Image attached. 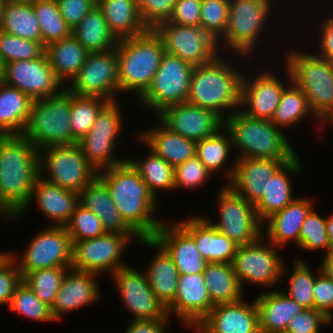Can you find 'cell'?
Returning a JSON list of instances; mask_svg holds the SVG:
<instances>
[{"label": "cell", "mask_w": 333, "mask_h": 333, "mask_svg": "<svg viewBox=\"0 0 333 333\" xmlns=\"http://www.w3.org/2000/svg\"><path fill=\"white\" fill-rule=\"evenodd\" d=\"M176 0H138L139 13L148 29L168 21L172 15Z\"/></svg>", "instance_id": "obj_54"}, {"label": "cell", "mask_w": 333, "mask_h": 333, "mask_svg": "<svg viewBox=\"0 0 333 333\" xmlns=\"http://www.w3.org/2000/svg\"><path fill=\"white\" fill-rule=\"evenodd\" d=\"M218 191V222H213L207 215L205 218L238 246L256 242L262 236V222L257 217L255 206L228 185H223Z\"/></svg>", "instance_id": "obj_15"}, {"label": "cell", "mask_w": 333, "mask_h": 333, "mask_svg": "<svg viewBox=\"0 0 333 333\" xmlns=\"http://www.w3.org/2000/svg\"><path fill=\"white\" fill-rule=\"evenodd\" d=\"M153 30L162 39L165 52L192 66L208 63L220 54L217 42L200 26H182L164 21Z\"/></svg>", "instance_id": "obj_18"}, {"label": "cell", "mask_w": 333, "mask_h": 333, "mask_svg": "<svg viewBox=\"0 0 333 333\" xmlns=\"http://www.w3.org/2000/svg\"><path fill=\"white\" fill-rule=\"evenodd\" d=\"M319 119L312 112L304 92L292 81L282 92L280 102L271 122L286 132L289 127L306 118Z\"/></svg>", "instance_id": "obj_43"}, {"label": "cell", "mask_w": 333, "mask_h": 333, "mask_svg": "<svg viewBox=\"0 0 333 333\" xmlns=\"http://www.w3.org/2000/svg\"><path fill=\"white\" fill-rule=\"evenodd\" d=\"M230 132L235 158L290 160L297 153L284 131L270 120H262L235 111L224 120ZM237 155V156H236Z\"/></svg>", "instance_id": "obj_4"}, {"label": "cell", "mask_w": 333, "mask_h": 333, "mask_svg": "<svg viewBox=\"0 0 333 333\" xmlns=\"http://www.w3.org/2000/svg\"><path fill=\"white\" fill-rule=\"evenodd\" d=\"M125 223L141 238H153L164 219L158 218L159 200L150 192L139 172L125 160L99 171Z\"/></svg>", "instance_id": "obj_1"}, {"label": "cell", "mask_w": 333, "mask_h": 333, "mask_svg": "<svg viewBox=\"0 0 333 333\" xmlns=\"http://www.w3.org/2000/svg\"><path fill=\"white\" fill-rule=\"evenodd\" d=\"M157 119L172 132L196 142L213 136L224 127V119L216 112L187 102L166 107Z\"/></svg>", "instance_id": "obj_21"}, {"label": "cell", "mask_w": 333, "mask_h": 333, "mask_svg": "<svg viewBox=\"0 0 333 333\" xmlns=\"http://www.w3.org/2000/svg\"><path fill=\"white\" fill-rule=\"evenodd\" d=\"M67 25L74 29L95 6L97 0H56Z\"/></svg>", "instance_id": "obj_59"}, {"label": "cell", "mask_w": 333, "mask_h": 333, "mask_svg": "<svg viewBox=\"0 0 333 333\" xmlns=\"http://www.w3.org/2000/svg\"><path fill=\"white\" fill-rule=\"evenodd\" d=\"M109 102L100 97L80 96L72 93L71 130L72 144L84 137L96 121L99 112Z\"/></svg>", "instance_id": "obj_46"}, {"label": "cell", "mask_w": 333, "mask_h": 333, "mask_svg": "<svg viewBox=\"0 0 333 333\" xmlns=\"http://www.w3.org/2000/svg\"><path fill=\"white\" fill-rule=\"evenodd\" d=\"M131 320L170 318L165 305L152 291L144 271L126 266L110 275Z\"/></svg>", "instance_id": "obj_19"}, {"label": "cell", "mask_w": 333, "mask_h": 333, "mask_svg": "<svg viewBox=\"0 0 333 333\" xmlns=\"http://www.w3.org/2000/svg\"><path fill=\"white\" fill-rule=\"evenodd\" d=\"M211 303H234L244 298V291L232 263H208L203 272Z\"/></svg>", "instance_id": "obj_39"}, {"label": "cell", "mask_w": 333, "mask_h": 333, "mask_svg": "<svg viewBox=\"0 0 333 333\" xmlns=\"http://www.w3.org/2000/svg\"><path fill=\"white\" fill-rule=\"evenodd\" d=\"M21 255L9 251L22 278L29 272L56 267H71L73 242L65 226L46 224L30 237Z\"/></svg>", "instance_id": "obj_10"}, {"label": "cell", "mask_w": 333, "mask_h": 333, "mask_svg": "<svg viewBox=\"0 0 333 333\" xmlns=\"http://www.w3.org/2000/svg\"><path fill=\"white\" fill-rule=\"evenodd\" d=\"M155 127L136 133L135 139L143 142L156 155L172 167L196 156L197 142L172 132L159 119Z\"/></svg>", "instance_id": "obj_31"}, {"label": "cell", "mask_w": 333, "mask_h": 333, "mask_svg": "<svg viewBox=\"0 0 333 333\" xmlns=\"http://www.w3.org/2000/svg\"><path fill=\"white\" fill-rule=\"evenodd\" d=\"M72 35L89 53L114 49L119 41L110 31L102 11L97 6L72 29Z\"/></svg>", "instance_id": "obj_40"}, {"label": "cell", "mask_w": 333, "mask_h": 333, "mask_svg": "<svg viewBox=\"0 0 333 333\" xmlns=\"http://www.w3.org/2000/svg\"><path fill=\"white\" fill-rule=\"evenodd\" d=\"M326 216V231L331 247L333 246V213Z\"/></svg>", "instance_id": "obj_64"}, {"label": "cell", "mask_w": 333, "mask_h": 333, "mask_svg": "<svg viewBox=\"0 0 333 333\" xmlns=\"http://www.w3.org/2000/svg\"><path fill=\"white\" fill-rule=\"evenodd\" d=\"M1 81L19 89L33 100L56 95L65 88L50 66L46 53L33 60L4 64Z\"/></svg>", "instance_id": "obj_20"}, {"label": "cell", "mask_w": 333, "mask_h": 333, "mask_svg": "<svg viewBox=\"0 0 333 333\" xmlns=\"http://www.w3.org/2000/svg\"><path fill=\"white\" fill-rule=\"evenodd\" d=\"M32 6L40 26L41 42L45 46L72 34L56 0H36Z\"/></svg>", "instance_id": "obj_45"}, {"label": "cell", "mask_w": 333, "mask_h": 333, "mask_svg": "<svg viewBox=\"0 0 333 333\" xmlns=\"http://www.w3.org/2000/svg\"><path fill=\"white\" fill-rule=\"evenodd\" d=\"M274 2L275 0H230L227 28L217 42L220 53L227 51V54L245 56L251 64L253 56L256 57L253 54L258 52L256 47L261 48V40L270 27V16L273 18L275 13Z\"/></svg>", "instance_id": "obj_6"}, {"label": "cell", "mask_w": 333, "mask_h": 333, "mask_svg": "<svg viewBox=\"0 0 333 333\" xmlns=\"http://www.w3.org/2000/svg\"><path fill=\"white\" fill-rule=\"evenodd\" d=\"M45 53L57 78L65 87L78 74L89 54L72 34L49 43Z\"/></svg>", "instance_id": "obj_38"}, {"label": "cell", "mask_w": 333, "mask_h": 333, "mask_svg": "<svg viewBox=\"0 0 333 333\" xmlns=\"http://www.w3.org/2000/svg\"><path fill=\"white\" fill-rule=\"evenodd\" d=\"M213 175L209 172L203 162L194 156L182 164L174 167V192L176 190H193L201 189L208 179Z\"/></svg>", "instance_id": "obj_53"}, {"label": "cell", "mask_w": 333, "mask_h": 333, "mask_svg": "<svg viewBox=\"0 0 333 333\" xmlns=\"http://www.w3.org/2000/svg\"><path fill=\"white\" fill-rule=\"evenodd\" d=\"M314 207L310 198L296 197L262 222V236L277 247L283 248L293 242L298 248L302 223Z\"/></svg>", "instance_id": "obj_27"}, {"label": "cell", "mask_w": 333, "mask_h": 333, "mask_svg": "<svg viewBox=\"0 0 333 333\" xmlns=\"http://www.w3.org/2000/svg\"><path fill=\"white\" fill-rule=\"evenodd\" d=\"M3 70H4V63H3V61H2V59L0 57V80H1V78L3 76Z\"/></svg>", "instance_id": "obj_67"}, {"label": "cell", "mask_w": 333, "mask_h": 333, "mask_svg": "<svg viewBox=\"0 0 333 333\" xmlns=\"http://www.w3.org/2000/svg\"><path fill=\"white\" fill-rule=\"evenodd\" d=\"M333 324L323 313L314 308L303 309L295 315L287 326L288 333H321L322 326Z\"/></svg>", "instance_id": "obj_55"}, {"label": "cell", "mask_w": 333, "mask_h": 333, "mask_svg": "<svg viewBox=\"0 0 333 333\" xmlns=\"http://www.w3.org/2000/svg\"><path fill=\"white\" fill-rule=\"evenodd\" d=\"M320 269L328 278L333 280V254L329 252L324 254L320 261Z\"/></svg>", "instance_id": "obj_62"}, {"label": "cell", "mask_w": 333, "mask_h": 333, "mask_svg": "<svg viewBox=\"0 0 333 333\" xmlns=\"http://www.w3.org/2000/svg\"><path fill=\"white\" fill-rule=\"evenodd\" d=\"M79 204L98 216L105 233L136 234L121 217L106 184L98 176L79 193Z\"/></svg>", "instance_id": "obj_33"}, {"label": "cell", "mask_w": 333, "mask_h": 333, "mask_svg": "<svg viewBox=\"0 0 333 333\" xmlns=\"http://www.w3.org/2000/svg\"><path fill=\"white\" fill-rule=\"evenodd\" d=\"M275 333H288V332H286V331H282V332H275Z\"/></svg>", "instance_id": "obj_69"}, {"label": "cell", "mask_w": 333, "mask_h": 333, "mask_svg": "<svg viewBox=\"0 0 333 333\" xmlns=\"http://www.w3.org/2000/svg\"><path fill=\"white\" fill-rule=\"evenodd\" d=\"M330 11H327L321 20H316L319 24L317 26V32L319 33L317 38H319L317 40V48L315 49L314 47L313 51L318 56L333 62V10Z\"/></svg>", "instance_id": "obj_60"}, {"label": "cell", "mask_w": 333, "mask_h": 333, "mask_svg": "<svg viewBox=\"0 0 333 333\" xmlns=\"http://www.w3.org/2000/svg\"><path fill=\"white\" fill-rule=\"evenodd\" d=\"M139 245L155 249L150 263L143 270L156 297L167 307L177 293L179 271L167 252L152 238L140 239Z\"/></svg>", "instance_id": "obj_32"}, {"label": "cell", "mask_w": 333, "mask_h": 333, "mask_svg": "<svg viewBox=\"0 0 333 333\" xmlns=\"http://www.w3.org/2000/svg\"><path fill=\"white\" fill-rule=\"evenodd\" d=\"M120 106L119 101L109 102L99 112L89 132L77 142L97 173L127 160L113 155L124 126Z\"/></svg>", "instance_id": "obj_14"}, {"label": "cell", "mask_w": 333, "mask_h": 333, "mask_svg": "<svg viewBox=\"0 0 333 333\" xmlns=\"http://www.w3.org/2000/svg\"><path fill=\"white\" fill-rule=\"evenodd\" d=\"M298 153L285 162L268 180L262 198L254 205L258 219L263 222L273 213L282 210L296 197L293 193L292 177L299 176L303 164Z\"/></svg>", "instance_id": "obj_30"}, {"label": "cell", "mask_w": 333, "mask_h": 333, "mask_svg": "<svg viewBox=\"0 0 333 333\" xmlns=\"http://www.w3.org/2000/svg\"><path fill=\"white\" fill-rule=\"evenodd\" d=\"M164 53L162 39L153 29L120 39L116 45L119 97L129 92L138 99L151 84Z\"/></svg>", "instance_id": "obj_5"}, {"label": "cell", "mask_w": 333, "mask_h": 333, "mask_svg": "<svg viewBox=\"0 0 333 333\" xmlns=\"http://www.w3.org/2000/svg\"><path fill=\"white\" fill-rule=\"evenodd\" d=\"M177 222L194 238L200 255L208 263L233 262L238 245L219 232L204 215H189Z\"/></svg>", "instance_id": "obj_29"}, {"label": "cell", "mask_w": 333, "mask_h": 333, "mask_svg": "<svg viewBox=\"0 0 333 333\" xmlns=\"http://www.w3.org/2000/svg\"><path fill=\"white\" fill-rule=\"evenodd\" d=\"M193 330L196 333H260L255 299L215 305Z\"/></svg>", "instance_id": "obj_23"}, {"label": "cell", "mask_w": 333, "mask_h": 333, "mask_svg": "<svg viewBox=\"0 0 333 333\" xmlns=\"http://www.w3.org/2000/svg\"><path fill=\"white\" fill-rule=\"evenodd\" d=\"M33 202V203H32ZM39 207L42 215H46L52 224L49 226H65L69 221L75 207L79 204V194L62 189L56 184L50 183L38 176L32 188L31 197L26 206L17 214L4 220L15 221L28 212L33 204Z\"/></svg>", "instance_id": "obj_24"}, {"label": "cell", "mask_w": 333, "mask_h": 333, "mask_svg": "<svg viewBox=\"0 0 333 333\" xmlns=\"http://www.w3.org/2000/svg\"><path fill=\"white\" fill-rule=\"evenodd\" d=\"M328 123V124H327ZM333 124V105L330 107V109L319 119V123L316 127H318V130H323L325 128V125L331 126ZM324 126V127H323ZM323 127V128H322Z\"/></svg>", "instance_id": "obj_63"}, {"label": "cell", "mask_w": 333, "mask_h": 333, "mask_svg": "<svg viewBox=\"0 0 333 333\" xmlns=\"http://www.w3.org/2000/svg\"><path fill=\"white\" fill-rule=\"evenodd\" d=\"M9 254V251H3V250H1L0 251V262L7 256Z\"/></svg>", "instance_id": "obj_66"}, {"label": "cell", "mask_w": 333, "mask_h": 333, "mask_svg": "<svg viewBox=\"0 0 333 333\" xmlns=\"http://www.w3.org/2000/svg\"><path fill=\"white\" fill-rule=\"evenodd\" d=\"M282 66V70L285 71L283 77L277 75L273 68L267 70L265 66L252 75L246 67L242 79L240 103V110L245 115L272 120L283 90L292 82L290 70L285 64Z\"/></svg>", "instance_id": "obj_16"}, {"label": "cell", "mask_w": 333, "mask_h": 333, "mask_svg": "<svg viewBox=\"0 0 333 333\" xmlns=\"http://www.w3.org/2000/svg\"><path fill=\"white\" fill-rule=\"evenodd\" d=\"M71 267H56L27 273L22 280L45 304L52 307L62 281Z\"/></svg>", "instance_id": "obj_48"}, {"label": "cell", "mask_w": 333, "mask_h": 333, "mask_svg": "<svg viewBox=\"0 0 333 333\" xmlns=\"http://www.w3.org/2000/svg\"><path fill=\"white\" fill-rule=\"evenodd\" d=\"M140 239L137 234L105 233L86 240H72L71 268L101 277L107 272L110 276L118 269L128 266L121 258L129 244L134 241L137 243Z\"/></svg>", "instance_id": "obj_13"}, {"label": "cell", "mask_w": 333, "mask_h": 333, "mask_svg": "<svg viewBox=\"0 0 333 333\" xmlns=\"http://www.w3.org/2000/svg\"><path fill=\"white\" fill-rule=\"evenodd\" d=\"M170 318L131 320L124 333H168Z\"/></svg>", "instance_id": "obj_61"}, {"label": "cell", "mask_w": 333, "mask_h": 333, "mask_svg": "<svg viewBox=\"0 0 333 333\" xmlns=\"http://www.w3.org/2000/svg\"><path fill=\"white\" fill-rule=\"evenodd\" d=\"M260 333L286 331L289 321L303 311V307L283 292L273 289L257 294Z\"/></svg>", "instance_id": "obj_34"}, {"label": "cell", "mask_w": 333, "mask_h": 333, "mask_svg": "<svg viewBox=\"0 0 333 333\" xmlns=\"http://www.w3.org/2000/svg\"><path fill=\"white\" fill-rule=\"evenodd\" d=\"M315 210L314 207L302 223L298 249L313 253L323 250V254H328L332 247L326 231V217L319 215Z\"/></svg>", "instance_id": "obj_49"}, {"label": "cell", "mask_w": 333, "mask_h": 333, "mask_svg": "<svg viewBox=\"0 0 333 333\" xmlns=\"http://www.w3.org/2000/svg\"><path fill=\"white\" fill-rule=\"evenodd\" d=\"M194 66L165 52L148 89L137 99L156 116L166 107L186 102Z\"/></svg>", "instance_id": "obj_12"}, {"label": "cell", "mask_w": 333, "mask_h": 333, "mask_svg": "<svg viewBox=\"0 0 333 333\" xmlns=\"http://www.w3.org/2000/svg\"><path fill=\"white\" fill-rule=\"evenodd\" d=\"M4 3H5V0H0V19H1V14H2V9H3Z\"/></svg>", "instance_id": "obj_68"}, {"label": "cell", "mask_w": 333, "mask_h": 333, "mask_svg": "<svg viewBox=\"0 0 333 333\" xmlns=\"http://www.w3.org/2000/svg\"><path fill=\"white\" fill-rule=\"evenodd\" d=\"M202 0H176L168 22L182 26H200Z\"/></svg>", "instance_id": "obj_58"}, {"label": "cell", "mask_w": 333, "mask_h": 333, "mask_svg": "<svg viewBox=\"0 0 333 333\" xmlns=\"http://www.w3.org/2000/svg\"><path fill=\"white\" fill-rule=\"evenodd\" d=\"M66 88L75 95L100 97L108 102L120 101L116 48L90 52Z\"/></svg>", "instance_id": "obj_17"}, {"label": "cell", "mask_w": 333, "mask_h": 333, "mask_svg": "<svg viewBox=\"0 0 333 333\" xmlns=\"http://www.w3.org/2000/svg\"><path fill=\"white\" fill-rule=\"evenodd\" d=\"M7 310L38 323L55 321L51 307L42 302L23 280L16 287Z\"/></svg>", "instance_id": "obj_47"}, {"label": "cell", "mask_w": 333, "mask_h": 333, "mask_svg": "<svg viewBox=\"0 0 333 333\" xmlns=\"http://www.w3.org/2000/svg\"><path fill=\"white\" fill-rule=\"evenodd\" d=\"M213 307L203 273H198L179 275L177 293L166 308L170 319L176 316L182 325L194 329Z\"/></svg>", "instance_id": "obj_22"}, {"label": "cell", "mask_w": 333, "mask_h": 333, "mask_svg": "<svg viewBox=\"0 0 333 333\" xmlns=\"http://www.w3.org/2000/svg\"><path fill=\"white\" fill-rule=\"evenodd\" d=\"M287 161L289 160L236 159L232 180L227 185L255 205L262 198L268 180Z\"/></svg>", "instance_id": "obj_28"}, {"label": "cell", "mask_w": 333, "mask_h": 333, "mask_svg": "<svg viewBox=\"0 0 333 333\" xmlns=\"http://www.w3.org/2000/svg\"><path fill=\"white\" fill-rule=\"evenodd\" d=\"M281 250L263 236L254 243L237 247L232 267L244 292L248 284L266 291L277 288L285 262Z\"/></svg>", "instance_id": "obj_9"}, {"label": "cell", "mask_w": 333, "mask_h": 333, "mask_svg": "<svg viewBox=\"0 0 333 333\" xmlns=\"http://www.w3.org/2000/svg\"><path fill=\"white\" fill-rule=\"evenodd\" d=\"M235 56L237 55L220 53L212 61L194 66L186 102L212 110L224 120L239 111L243 71L246 68L240 69L238 62H248H245V56L238 55L237 60L234 59Z\"/></svg>", "instance_id": "obj_2"}, {"label": "cell", "mask_w": 333, "mask_h": 333, "mask_svg": "<svg viewBox=\"0 0 333 333\" xmlns=\"http://www.w3.org/2000/svg\"><path fill=\"white\" fill-rule=\"evenodd\" d=\"M313 294L314 309L333 322V280L320 272L315 279Z\"/></svg>", "instance_id": "obj_57"}, {"label": "cell", "mask_w": 333, "mask_h": 333, "mask_svg": "<svg viewBox=\"0 0 333 333\" xmlns=\"http://www.w3.org/2000/svg\"><path fill=\"white\" fill-rule=\"evenodd\" d=\"M152 239L171 257L179 274L204 272L208 262L200 255L194 238L176 220L164 219Z\"/></svg>", "instance_id": "obj_25"}, {"label": "cell", "mask_w": 333, "mask_h": 333, "mask_svg": "<svg viewBox=\"0 0 333 333\" xmlns=\"http://www.w3.org/2000/svg\"><path fill=\"white\" fill-rule=\"evenodd\" d=\"M5 1L14 2V3H29V4H32L36 0H5Z\"/></svg>", "instance_id": "obj_65"}, {"label": "cell", "mask_w": 333, "mask_h": 333, "mask_svg": "<svg viewBox=\"0 0 333 333\" xmlns=\"http://www.w3.org/2000/svg\"><path fill=\"white\" fill-rule=\"evenodd\" d=\"M65 228L72 240H86L105 234L98 216L80 204L75 207Z\"/></svg>", "instance_id": "obj_52"}, {"label": "cell", "mask_w": 333, "mask_h": 333, "mask_svg": "<svg viewBox=\"0 0 333 333\" xmlns=\"http://www.w3.org/2000/svg\"><path fill=\"white\" fill-rule=\"evenodd\" d=\"M32 103L30 96L0 80V136L23 134Z\"/></svg>", "instance_id": "obj_37"}, {"label": "cell", "mask_w": 333, "mask_h": 333, "mask_svg": "<svg viewBox=\"0 0 333 333\" xmlns=\"http://www.w3.org/2000/svg\"><path fill=\"white\" fill-rule=\"evenodd\" d=\"M148 149V154L142 159H127L139 172L141 179L146 183L150 192L158 199L159 191L174 192V167L160 156L156 155L143 142L140 143Z\"/></svg>", "instance_id": "obj_44"}, {"label": "cell", "mask_w": 333, "mask_h": 333, "mask_svg": "<svg viewBox=\"0 0 333 333\" xmlns=\"http://www.w3.org/2000/svg\"><path fill=\"white\" fill-rule=\"evenodd\" d=\"M233 150L230 132L224 126L213 136L197 141L196 156L212 175L222 173L226 179L224 184L227 185L235 171L236 158L228 162L230 156H234L231 155Z\"/></svg>", "instance_id": "obj_36"}, {"label": "cell", "mask_w": 333, "mask_h": 333, "mask_svg": "<svg viewBox=\"0 0 333 333\" xmlns=\"http://www.w3.org/2000/svg\"><path fill=\"white\" fill-rule=\"evenodd\" d=\"M230 0H202L200 27L216 42L227 28Z\"/></svg>", "instance_id": "obj_51"}, {"label": "cell", "mask_w": 333, "mask_h": 333, "mask_svg": "<svg viewBox=\"0 0 333 333\" xmlns=\"http://www.w3.org/2000/svg\"><path fill=\"white\" fill-rule=\"evenodd\" d=\"M99 277L100 275L95 273L70 268L51 307L55 321L62 320L63 316L72 311H77L82 307L98 302L102 297V289L98 282Z\"/></svg>", "instance_id": "obj_26"}, {"label": "cell", "mask_w": 333, "mask_h": 333, "mask_svg": "<svg viewBox=\"0 0 333 333\" xmlns=\"http://www.w3.org/2000/svg\"><path fill=\"white\" fill-rule=\"evenodd\" d=\"M287 49L284 63L292 81L304 92L309 106L320 119L333 105V62L304 47ZM308 51V52H307Z\"/></svg>", "instance_id": "obj_8"}, {"label": "cell", "mask_w": 333, "mask_h": 333, "mask_svg": "<svg viewBox=\"0 0 333 333\" xmlns=\"http://www.w3.org/2000/svg\"><path fill=\"white\" fill-rule=\"evenodd\" d=\"M97 7L118 40L139 36L149 30L139 13L138 0H97Z\"/></svg>", "instance_id": "obj_35"}, {"label": "cell", "mask_w": 333, "mask_h": 333, "mask_svg": "<svg viewBox=\"0 0 333 333\" xmlns=\"http://www.w3.org/2000/svg\"><path fill=\"white\" fill-rule=\"evenodd\" d=\"M295 258L291 271L289 270L290 268H288L287 263L284 262L283 264L281 281L283 282L289 277V285L286 286L288 291L283 290V292L300 304L304 309L314 308L313 288L316 276L321 272L320 265L316 272L315 269L314 271L312 270L310 267L311 265H309L308 262H305L303 258Z\"/></svg>", "instance_id": "obj_42"}, {"label": "cell", "mask_w": 333, "mask_h": 333, "mask_svg": "<svg viewBox=\"0 0 333 333\" xmlns=\"http://www.w3.org/2000/svg\"><path fill=\"white\" fill-rule=\"evenodd\" d=\"M0 30L22 39L41 41L38 19L32 4L5 1L0 19Z\"/></svg>", "instance_id": "obj_41"}, {"label": "cell", "mask_w": 333, "mask_h": 333, "mask_svg": "<svg viewBox=\"0 0 333 333\" xmlns=\"http://www.w3.org/2000/svg\"><path fill=\"white\" fill-rule=\"evenodd\" d=\"M39 176V150L23 135L0 136V220L28 203Z\"/></svg>", "instance_id": "obj_3"}, {"label": "cell", "mask_w": 333, "mask_h": 333, "mask_svg": "<svg viewBox=\"0 0 333 333\" xmlns=\"http://www.w3.org/2000/svg\"><path fill=\"white\" fill-rule=\"evenodd\" d=\"M41 41H32L0 30V57L4 64L18 60H33L45 54Z\"/></svg>", "instance_id": "obj_50"}, {"label": "cell", "mask_w": 333, "mask_h": 333, "mask_svg": "<svg viewBox=\"0 0 333 333\" xmlns=\"http://www.w3.org/2000/svg\"><path fill=\"white\" fill-rule=\"evenodd\" d=\"M97 174L77 143L39 150V176L62 189L79 194Z\"/></svg>", "instance_id": "obj_11"}, {"label": "cell", "mask_w": 333, "mask_h": 333, "mask_svg": "<svg viewBox=\"0 0 333 333\" xmlns=\"http://www.w3.org/2000/svg\"><path fill=\"white\" fill-rule=\"evenodd\" d=\"M21 282L22 275L18 266L8 254L0 262V306H9L15 289Z\"/></svg>", "instance_id": "obj_56"}, {"label": "cell", "mask_w": 333, "mask_h": 333, "mask_svg": "<svg viewBox=\"0 0 333 333\" xmlns=\"http://www.w3.org/2000/svg\"><path fill=\"white\" fill-rule=\"evenodd\" d=\"M72 92L66 87L58 94L33 100L23 136L38 150L72 144Z\"/></svg>", "instance_id": "obj_7"}]
</instances>
